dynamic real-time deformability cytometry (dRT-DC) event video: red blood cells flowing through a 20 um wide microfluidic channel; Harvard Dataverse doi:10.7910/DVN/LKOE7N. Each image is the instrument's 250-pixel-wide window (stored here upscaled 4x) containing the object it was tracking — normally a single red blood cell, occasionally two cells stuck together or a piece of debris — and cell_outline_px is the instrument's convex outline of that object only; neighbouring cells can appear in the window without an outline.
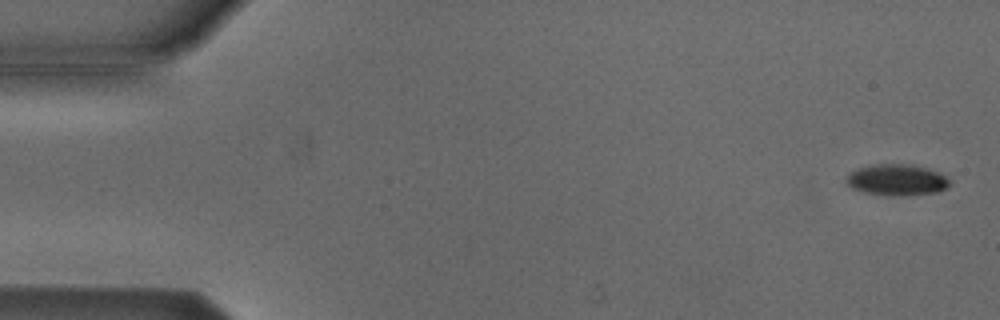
{"species": "Egyptian fruit bat (a non-hibernating species)", "species_latin": "Rousettus aegyptiacus", "temperature_condition": "cold", "stored_images_in_passage": 53, "camera_frame_rate_fps": 3000, "um_per_image_px": 0.085, "animal": {"sex": "male"}, "frame": {"image": 1, "passage_image": 1, "time_ms": 0.0, "image_size_px": [1000, 320], "cell_outline_px": [[952, 184], [936, 192], [908, 196], [884, 196], [864, 192], [852, 188], [844, 180], [856, 168], [872, 164], [912, 164], [940, 172]], "centroid_in_image_um": [76.21, 15.3], "position_along_channel_um": 8.8, "area_um2": 19.02}}
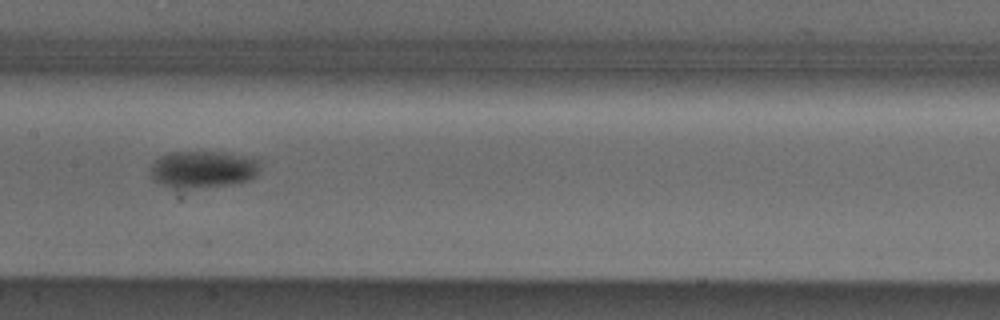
{"frame": {"image": 2, "passage_image": 26, "time_ms": 8.333, "image_size_px": [1000, 320], "cell_outline_px": [[260, 172], [256, 176], [248, 180], [232, 184], [188, 188], [172, 188], [160, 184], [152, 180], [148, 172], [152, 164], [160, 156], [168, 152], [224, 152], [256, 156], [260, 160]], "centroid_in_image_um": [17.28, 14.37], "position_along_channel_um": 190.1, "area_um2": 24.28}}
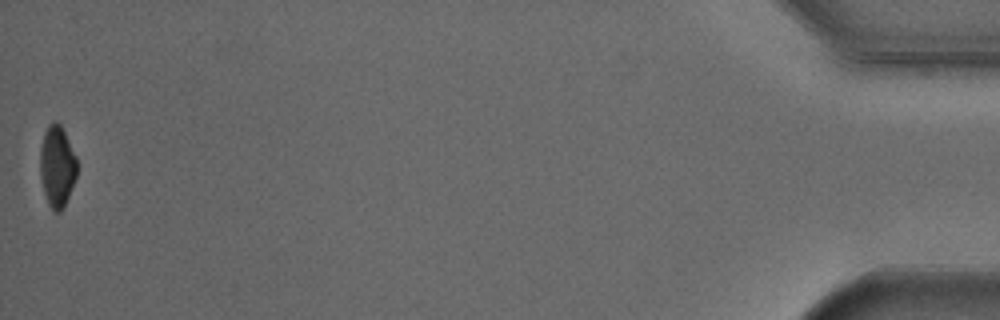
{"frame": {"image": 3, "passage_image": 53, "time_ms": 17.333, "image_size_px": [1000, 320], "cell_outline_px": [[76, 176], [68, 196], [60, 212], [52, 212], [48, 204], [44, 192], [40, 176], [40, 148], [44, 132], [48, 124], [52, 120], [56, 120], [60, 124], [76, 156]], "centroid_in_image_um": [4.83, 14.11], "position_along_channel_um": 430.4, "area_um2": 17.4}, "authors_computed_cell_mechanics": {"area_um2": 20.6924, "velocity_mm_per_s": 3.8065, "shape_relaxation_time_tau1_ms": 2.8848, "shape_relaxation_time_tau2_ms": null, "deformation_change_tau1": 0.0844, "deformation_change_tau2": null}}